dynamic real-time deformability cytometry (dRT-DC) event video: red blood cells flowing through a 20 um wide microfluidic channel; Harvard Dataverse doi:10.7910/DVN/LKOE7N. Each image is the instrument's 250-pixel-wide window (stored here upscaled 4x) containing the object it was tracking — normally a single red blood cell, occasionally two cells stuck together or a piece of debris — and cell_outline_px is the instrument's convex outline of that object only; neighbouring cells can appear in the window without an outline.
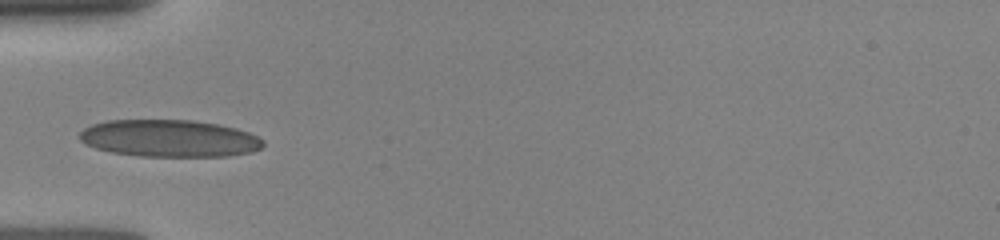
{"species": "human", "species_latin": "Homo sapiens", "temperature_condition": "room temperature", "stored_images_in_passage": 15, "camera_frame_rate_fps": 3000, "um_per_image_px": 0.085, "donor": {"sex": "female"}, "frame": {"image": 1, "passage_image": 11, "time_ms": 4.333, "image_size_px": [1000, 240], "cell_outline_px": [[264, 144], [260, 148], [252, 152], [228, 156], [140, 156], [112, 152], [96, 148], [80, 140], [80, 132], [84, 128], [92, 124], [108, 120], [192, 120], [216, 124], [236, 128], [248, 132], [264, 140]], "centroid_in_image_um": [14.41, 11.76], "position_along_channel_um": 70.6, "area_um2": 39.59}}
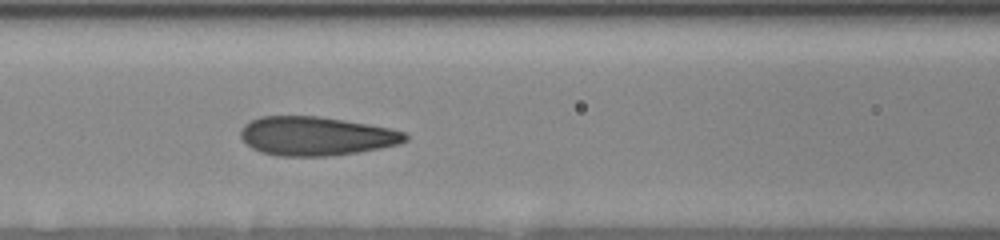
{"frame": {"image": 2, "passage_image": 13, "time_ms": 6.0, "image_size_px": [1000, 240], "cell_outline_px": [[408, 140], [400, 144], [380, 148], [356, 152], [328, 156], [280, 156], [260, 152], [244, 144], [240, 136], [240, 132], [244, 124], [260, 116], [320, 116], [392, 128], [404, 132], [408, 136]], "centroid_in_image_um": [26.85, 11.56], "position_along_channel_um": 139.7, "area_um2": 37.51}}
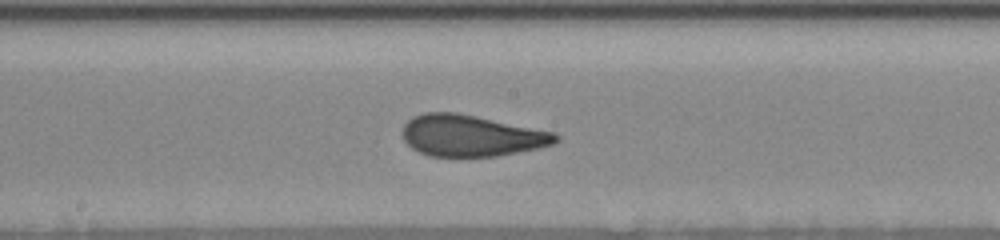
{"frame": {"image": 3, "passage_image": 15, "time_ms": 7.667, "image_size_px": [1000, 240], "cell_outline_px": [[560, 140], [552, 144], [540, 148], [496, 156], [428, 156], [412, 148], [404, 140], [404, 124], [412, 116], [424, 112], [456, 112], [552, 132], [560, 136]], "centroid_in_image_um": [40.04, 11.53], "position_along_channel_um": 208.2, "area_um2": 36.65}}